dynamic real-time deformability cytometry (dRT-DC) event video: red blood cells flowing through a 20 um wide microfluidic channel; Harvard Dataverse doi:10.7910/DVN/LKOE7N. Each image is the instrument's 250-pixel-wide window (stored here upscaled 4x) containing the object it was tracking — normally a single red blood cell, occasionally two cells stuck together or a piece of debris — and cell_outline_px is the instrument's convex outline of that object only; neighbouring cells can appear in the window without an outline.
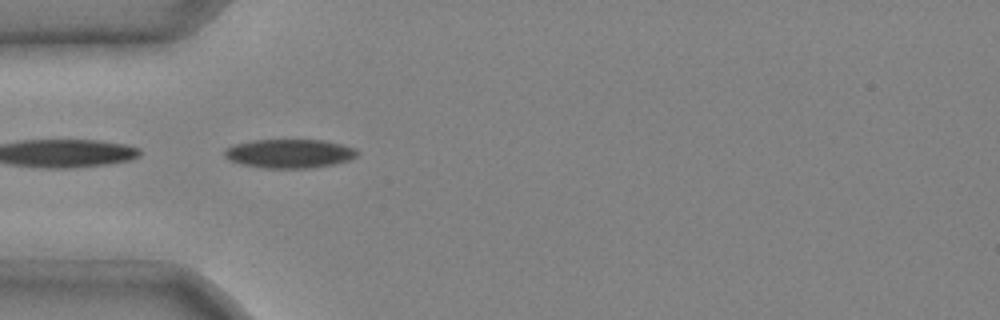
{"species": "common noctule bat (a hibernating species)", "species_latin": "Nyctalus noctula", "temperature_condition": "cold", "stored_images_in_passage": 4, "camera_frame_rate_fps": 3000, "um_per_image_px": 0.085, "animal": {"sex": "male", "body_mass_g": 20.4}, "frame": {"image": 1, "passage_image": 3, "time_ms": 0.667, "image_size_px": [1000, 320], "cell_outline_px": [[360, 152], [356, 156], [348, 160], [332, 164], [312, 168], [264, 168], [240, 164], [228, 160], [224, 156], [224, 148], [232, 144], [252, 140], [324, 140], [356, 148]], "centroid_in_image_um": [24.55, 13.05], "position_along_channel_um": 60.4, "area_um2": 22.54}}
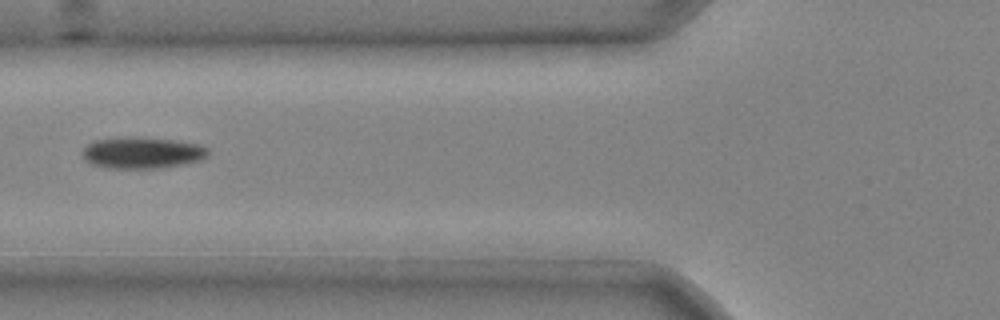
{"frame": {"image": 2, "passage_image": 4, "time_ms": 1.0, "image_size_px": [1000, 320], "cell_outline_px": [[208, 156], [200, 160], [180, 164], [156, 168], [108, 168], [88, 164], [84, 160], [80, 152], [88, 144], [96, 140], [128, 136], [136, 136], [176, 140], [200, 144], [208, 148]], "centroid_in_image_um": [12.04, 12.97], "position_along_channel_um": 113.8, "area_um2": 23.29}}